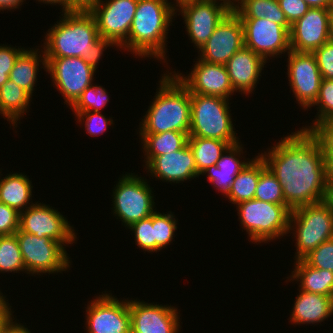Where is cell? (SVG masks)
<instances>
[{
    "label": "cell",
    "mask_w": 333,
    "mask_h": 333,
    "mask_svg": "<svg viewBox=\"0 0 333 333\" xmlns=\"http://www.w3.org/2000/svg\"><path fill=\"white\" fill-rule=\"evenodd\" d=\"M175 16V2L138 0L128 39L119 47V50L125 49L124 52H131L133 56L139 58L153 57L168 64L166 39Z\"/></svg>",
    "instance_id": "3957f363"
},
{
    "label": "cell",
    "mask_w": 333,
    "mask_h": 333,
    "mask_svg": "<svg viewBox=\"0 0 333 333\" xmlns=\"http://www.w3.org/2000/svg\"><path fill=\"white\" fill-rule=\"evenodd\" d=\"M129 310L131 333H179L181 330L177 307L147 303L136 298L129 299Z\"/></svg>",
    "instance_id": "ac0fdd59"
},
{
    "label": "cell",
    "mask_w": 333,
    "mask_h": 333,
    "mask_svg": "<svg viewBox=\"0 0 333 333\" xmlns=\"http://www.w3.org/2000/svg\"><path fill=\"white\" fill-rule=\"evenodd\" d=\"M26 0H0V11H8L20 9V6L23 5Z\"/></svg>",
    "instance_id": "c3c4849f"
},
{
    "label": "cell",
    "mask_w": 333,
    "mask_h": 333,
    "mask_svg": "<svg viewBox=\"0 0 333 333\" xmlns=\"http://www.w3.org/2000/svg\"><path fill=\"white\" fill-rule=\"evenodd\" d=\"M266 63L250 48L239 49L225 65L233 90L246 96L254 93Z\"/></svg>",
    "instance_id": "7402d4cb"
},
{
    "label": "cell",
    "mask_w": 333,
    "mask_h": 333,
    "mask_svg": "<svg viewBox=\"0 0 333 333\" xmlns=\"http://www.w3.org/2000/svg\"><path fill=\"white\" fill-rule=\"evenodd\" d=\"M278 2L291 25L302 18L310 8L303 0H278Z\"/></svg>",
    "instance_id": "f6af8a7d"
},
{
    "label": "cell",
    "mask_w": 333,
    "mask_h": 333,
    "mask_svg": "<svg viewBox=\"0 0 333 333\" xmlns=\"http://www.w3.org/2000/svg\"><path fill=\"white\" fill-rule=\"evenodd\" d=\"M187 76L172 71L190 93L230 99L235 91L232 88L225 65L208 63L199 58ZM185 76V77H184Z\"/></svg>",
    "instance_id": "d6986e66"
},
{
    "label": "cell",
    "mask_w": 333,
    "mask_h": 333,
    "mask_svg": "<svg viewBox=\"0 0 333 333\" xmlns=\"http://www.w3.org/2000/svg\"><path fill=\"white\" fill-rule=\"evenodd\" d=\"M231 10L232 4L227 0H180L176 3V16L182 15L188 38L197 50L204 46Z\"/></svg>",
    "instance_id": "30bf717a"
},
{
    "label": "cell",
    "mask_w": 333,
    "mask_h": 333,
    "mask_svg": "<svg viewBox=\"0 0 333 333\" xmlns=\"http://www.w3.org/2000/svg\"><path fill=\"white\" fill-rule=\"evenodd\" d=\"M97 65L82 57H46V73L71 106L88 86L94 84Z\"/></svg>",
    "instance_id": "8fae6325"
},
{
    "label": "cell",
    "mask_w": 333,
    "mask_h": 333,
    "mask_svg": "<svg viewBox=\"0 0 333 333\" xmlns=\"http://www.w3.org/2000/svg\"><path fill=\"white\" fill-rule=\"evenodd\" d=\"M333 210V179H329L328 181V188H327V195L325 200Z\"/></svg>",
    "instance_id": "f5cc1de1"
},
{
    "label": "cell",
    "mask_w": 333,
    "mask_h": 333,
    "mask_svg": "<svg viewBox=\"0 0 333 333\" xmlns=\"http://www.w3.org/2000/svg\"><path fill=\"white\" fill-rule=\"evenodd\" d=\"M242 146L244 145L241 141L230 145L222 154L221 158L216 162L215 168L220 172L231 173L235 176L240 173L252 160L250 158H247V160L245 156L243 157L244 148ZM241 157L245 159L242 160Z\"/></svg>",
    "instance_id": "8d00e7d4"
},
{
    "label": "cell",
    "mask_w": 333,
    "mask_h": 333,
    "mask_svg": "<svg viewBox=\"0 0 333 333\" xmlns=\"http://www.w3.org/2000/svg\"><path fill=\"white\" fill-rule=\"evenodd\" d=\"M151 177L168 183L196 179L197 168L188 143L180 150L156 156L146 167Z\"/></svg>",
    "instance_id": "44dd1931"
},
{
    "label": "cell",
    "mask_w": 333,
    "mask_h": 333,
    "mask_svg": "<svg viewBox=\"0 0 333 333\" xmlns=\"http://www.w3.org/2000/svg\"><path fill=\"white\" fill-rule=\"evenodd\" d=\"M287 58L289 86L301 109H311L317 100L322 75L312 52L290 50Z\"/></svg>",
    "instance_id": "9a60e30c"
},
{
    "label": "cell",
    "mask_w": 333,
    "mask_h": 333,
    "mask_svg": "<svg viewBox=\"0 0 333 333\" xmlns=\"http://www.w3.org/2000/svg\"><path fill=\"white\" fill-rule=\"evenodd\" d=\"M240 19L244 29V46L260 55L266 62L274 57L280 58L281 54L285 55L291 50L290 32L284 26L265 18Z\"/></svg>",
    "instance_id": "2e32d148"
},
{
    "label": "cell",
    "mask_w": 333,
    "mask_h": 333,
    "mask_svg": "<svg viewBox=\"0 0 333 333\" xmlns=\"http://www.w3.org/2000/svg\"><path fill=\"white\" fill-rule=\"evenodd\" d=\"M144 162L147 166L156 156L182 149L188 143L189 132L168 131L159 134H139Z\"/></svg>",
    "instance_id": "83f0119b"
},
{
    "label": "cell",
    "mask_w": 333,
    "mask_h": 333,
    "mask_svg": "<svg viewBox=\"0 0 333 333\" xmlns=\"http://www.w3.org/2000/svg\"><path fill=\"white\" fill-rule=\"evenodd\" d=\"M158 83L156 95L139 123V134L189 132L191 118L189 90L171 71H166Z\"/></svg>",
    "instance_id": "277c9868"
},
{
    "label": "cell",
    "mask_w": 333,
    "mask_h": 333,
    "mask_svg": "<svg viewBox=\"0 0 333 333\" xmlns=\"http://www.w3.org/2000/svg\"><path fill=\"white\" fill-rule=\"evenodd\" d=\"M312 106H317L315 120L310 126H303L302 129L314 131L317 128L333 124V80L322 79L317 100Z\"/></svg>",
    "instance_id": "1f68e13d"
},
{
    "label": "cell",
    "mask_w": 333,
    "mask_h": 333,
    "mask_svg": "<svg viewBox=\"0 0 333 333\" xmlns=\"http://www.w3.org/2000/svg\"><path fill=\"white\" fill-rule=\"evenodd\" d=\"M303 260L313 268L333 272V239L324 241L312 250Z\"/></svg>",
    "instance_id": "ab89813d"
},
{
    "label": "cell",
    "mask_w": 333,
    "mask_h": 333,
    "mask_svg": "<svg viewBox=\"0 0 333 333\" xmlns=\"http://www.w3.org/2000/svg\"><path fill=\"white\" fill-rule=\"evenodd\" d=\"M29 49V50H28ZM26 48L17 58L13 69L10 71L9 80L15 82L18 86L29 92L33 96L37 83L39 67L42 64L46 71V57L43 49ZM40 64V66H39Z\"/></svg>",
    "instance_id": "484cf974"
},
{
    "label": "cell",
    "mask_w": 333,
    "mask_h": 333,
    "mask_svg": "<svg viewBox=\"0 0 333 333\" xmlns=\"http://www.w3.org/2000/svg\"><path fill=\"white\" fill-rule=\"evenodd\" d=\"M19 230V212L0 202V236L12 235Z\"/></svg>",
    "instance_id": "7bdbcfd3"
},
{
    "label": "cell",
    "mask_w": 333,
    "mask_h": 333,
    "mask_svg": "<svg viewBox=\"0 0 333 333\" xmlns=\"http://www.w3.org/2000/svg\"><path fill=\"white\" fill-rule=\"evenodd\" d=\"M32 95L18 86L15 82L8 80L0 88V114L7 119L15 129L32 102ZM19 121V122H18Z\"/></svg>",
    "instance_id": "4316f807"
},
{
    "label": "cell",
    "mask_w": 333,
    "mask_h": 333,
    "mask_svg": "<svg viewBox=\"0 0 333 333\" xmlns=\"http://www.w3.org/2000/svg\"><path fill=\"white\" fill-rule=\"evenodd\" d=\"M310 8H333V0H303Z\"/></svg>",
    "instance_id": "681fc988"
},
{
    "label": "cell",
    "mask_w": 333,
    "mask_h": 333,
    "mask_svg": "<svg viewBox=\"0 0 333 333\" xmlns=\"http://www.w3.org/2000/svg\"><path fill=\"white\" fill-rule=\"evenodd\" d=\"M229 103L226 98L190 93L189 136L238 143Z\"/></svg>",
    "instance_id": "8992f818"
},
{
    "label": "cell",
    "mask_w": 333,
    "mask_h": 333,
    "mask_svg": "<svg viewBox=\"0 0 333 333\" xmlns=\"http://www.w3.org/2000/svg\"><path fill=\"white\" fill-rule=\"evenodd\" d=\"M207 175L208 181L216 188V191H220L221 194L226 195L231 190L232 183L235 179V175L231 173L220 172L216 168H208L201 175Z\"/></svg>",
    "instance_id": "ee69618b"
},
{
    "label": "cell",
    "mask_w": 333,
    "mask_h": 333,
    "mask_svg": "<svg viewBox=\"0 0 333 333\" xmlns=\"http://www.w3.org/2000/svg\"><path fill=\"white\" fill-rule=\"evenodd\" d=\"M332 9L309 8L307 13L291 25L290 49L313 52L330 41L329 18Z\"/></svg>",
    "instance_id": "ffe728a7"
},
{
    "label": "cell",
    "mask_w": 333,
    "mask_h": 333,
    "mask_svg": "<svg viewBox=\"0 0 333 333\" xmlns=\"http://www.w3.org/2000/svg\"><path fill=\"white\" fill-rule=\"evenodd\" d=\"M299 294V295H298ZM294 301L290 314V322L296 326L304 324L318 325L333 315V297L302 291ZM318 323V324H317Z\"/></svg>",
    "instance_id": "603a6c76"
},
{
    "label": "cell",
    "mask_w": 333,
    "mask_h": 333,
    "mask_svg": "<svg viewBox=\"0 0 333 333\" xmlns=\"http://www.w3.org/2000/svg\"><path fill=\"white\" fill-rule=\"evenodd\" d=\"M40 3L48 4V5H56L61 6V13L67 12V0H37Z\"/></svg>",
    "instance_id": "816d5d0a"
},
{
    "label": "cell",
    "mask_w": 333,
    "mask_h": 333,
    "mask_svg": "<svg viewBox=\"0 0 333 333\" xmlns=\"http://www.w3.org/2000/svg\"><path fill=\"white\" fill-rule=\"evenodd\" d=\"M258 154L282 186L291 210L326 200L325 152L315 131L300 128Z\"/></svg>",
    "instance_id": "6da1fadb"
},
{
    "label": "cell",
    "mask_w": 333,
    "mask_h": 333,
    "mask_svg": "<svg viewBox=\"0 0 333 333\" xmlns=\"http://www.w3.org/2000/svg\"><path fill=\"white\" fill-rule=\"evenodd\" d=\"M138 0H100L89 12L102 40L117 49L128 39Z\"/></svg>",
    "instance_id": "4fadbf2b"
},
{
    "label": "cell",
    "mask_w": 333,
    "mask_h": 333,
    "mask_svg": "<svg viewBox=\"0 0 333 333\" xmlns=\"http://www.w3.org/2000/svg\"><path fill=\"white\" fill-rule=\"evenodd\" d=\"M0 169V202L19 213L35 203L32 200V182L24 173H9L2 177ZM2 177V179H1Z\"/></svg>",
    "instance_id": "cb8c5ba5"
},
{
    "label": "cell",
    "mask_w": 333,
    "mask_h": 333,
    "mask_svg": "<svg viewBox=\"0 0 333 333\" xmlns=\"http://www.w3.org/2000/svg\"><path fill=\"white\" fill-rule=\"evenodd\" d=\"M243 46V24L239 16L231 10L199 49L198 57L208 63L226 65L231 56Z\"/></svg>",
    "instance_id": "e0dca14e"
},
{
    "label": "cell",
    "mask_w": 333,
    "mask_h": 333,
    "mask_svg": "<svg viewBox=\"0 0 333 333\" xmlns=\"http://www.w3.org/2000/svg\"><path fill=\"white\" fill-rule=\"evenodd\" d=\"M241 228L250 242L257 245L280 239L289 233L291 209L287 204H275L257 199L246 200L236 205Z\"/></svg>",
    "instance_id": "5b68a950"
},
{
    "label": "cell",
    "mask_w": 333,
    "mask_h": 333,
    "mask_svg": "<svg viewBox=\"0 0 333 333\" xmlns=\"http://www.w3.org/2000/svg\"><path fill=\"white\" fill-rule=\"evenodd\" d=\"M287 279L286 282H300L298 287L302 291L333 297V272L313 268L303 259L294 261V270Z\"/></svg>",
    "instance_id": "d4e9b609"
},
{
    "label": "cell",
    "mask_w": 333,
    "mask_h": 333,
    "mask_svg": "<svg viewBox=\"0 0 333 333\" xmlns=\"http://www.w3.org/2000/svg\"><path fill=\"white\" fill-rule=\"evenodd\" d=\"M323 79L333 80V42L328 41L312 52Z\"/></svg>",
    "instance_id": "60d3db41"
},
{
    "label": "cell",
    "mask_w": 333,
    "mask_h": 333,
    "mask_svg": "<svg viewBox=\"0 0 333 333\" xmlns=\"http://www.w3.org/2000/svg\"><path fill=\"white\" fill-rule=\"evenodd\" d=\"M85 312L86 333H131L129 300L111 293L94 296Z\"/></svg>",
    "instance_id": "5bb4252c"
},
{
    "label": "cell",
    "mask_w": 333,
    "mask_h": 333,
    "mask_svg": "<svg viewBox=\"0 0 333 333\" xmlns=\"http://www.w3.org/2000/svg\"><path fill=\"white\" fill-rule=\"evenodd\" d=\"M260 174L261 156L258 154V156L253 157L247 166L235 176L231 190L226 195V198L234 205L254 199Z\"/></svg>",
    "instance_id": "f546056e"
},
{
    "label": "cell",
    "mask_w": 333,
    "mask_h": 333,
    "mask_svg": "<svg viewBox=\"0 0 333 333\" xmlns=\"http://www.w3.org/2000/svg\"><path fill=\"white\" fill-rule=\"evenodd\" d=\"M174 214L169 211L167 214L160 213L157 210L152 214V225L155 233V252L170 246L177 230V220ZM174 236V237H173Z\"/></svg>",
    "instance_id": "e575fe53"
},
{
    "label": "cell",
    "mask_w": 333,
    "mask_h": 333,
    "mask_svg": "<svg viewBox=\"0 0 333 333\" xmlns=\"http://www.w3.org/2000/svg\"><path fill=\"white\" fill-rule=\"evenodd\" d=\"M38 202L19 213V230L39 238L49 237L64 247L76 243L77 233L68 219L49 204Z\"/></svg>",
    "instance_id": "7c38bea8"
},
{
    "label": "cell",
    "mask_w": 333,
    "mask_h": 333,
    "mask_svg": "<svg viewBox=\"0 0 333 333\" xmlns=\"http://www.w3.org/2000/svg\"><path fill=\"white\" fill-rule=\"evenodd\" d=\"M232 10L239 18H265L284 26L290 32L291 24L281 10L278 0H237L232 4Z\"/></svg>",
    "instance_id": "f1b7e54d"
},
{
    "label": "cell",
    "mask_w": 333,
    "mask_h": 333,
    "mask_svg": "<svg viewBox=\"0 0 333 333\" xmlns=\"http://www.w3.org/2000/svg\"><path fill=\"white\" fill-rule=\"evenodd\" d=\"M4 333H31L27 326L22 323L13 321L5 330Z\"/></svg>",
    "instance_id": "f907efd6"
},
{
    "label": "cell",
    "mask_w": 333,
    "mask_h": 333,
    "mask_svg": "<svg viewBox=\"0 0 333 333\" xmlns=\"http://www.w3.org/2000/svg\"><path fill=\"white\" fill-rule=\"evenodd\" d=\"M127 229L133 231L135 244L148 253L155 252V233L152 225V215L132 223Z\"/></svg>",
    "instance_id": "74e56055"
},
{
    "label": "cell",
    "mask_w": 333,
    "mask_h": 333,
    "mask_svg": "<svg viewBox=\"0 0 333 333\" xmlns=\"http://www.w3.org/2000/svg\"><path fill=\"white\" fill-rule=\"evenodd\" d=\"M329 38L330 41L333 42V8L331 10L330 18H329Z\"/></svg>",
    "instance_id": "db71d44e"
},
{
    "label": "cell",
    "mask_w": 333,
    "mask_h": 333,
    "mask_svg": "<svg viewBox=\"0 0 333 333\" xmlns=\"http://www.w3.org/2000/svg\"><path fill=\"white\" fill-rule=\"evenodd\" d=\"M26 272L15 234L0 236V273Z\"/></svg>",
    "instance_id": "d6a6232c"
},
{
    "label": "cell",
    "mask_w": 333,
    "mask_h": 333,
    "mask_svg": "<svg viewBox=\"0 0 333 333\" xmlns=\"http://www.w3.org/2000/svg\"><path fill=\"white\" fill-rule=\"evenodd\" d=\"M109 102V95L102 85L94 83L87 87L78 99L70 106L72 112H100Z\"/></svg>",
    "instance_id": "d590c367"
},
{
    "label": "cell",
    "mask_w": 333,
    "mask_h": 333,
    "mask_svg": "<svg viewBox=\"0 0 333 333\" xmlns=\"http://www.w3.org/2000/svg\"><path fill=\"white\" fill-rule=\"evenodd\" d=\"M254 199L275 204H286L282 186L262 158L261 174L255 190Z\"/></svg>",
    "instance_id": "836d02e7"
},
{
    "label": "cell",
    "mask_w": 333,
    "mask_h": 333,
    "mask_svg": "<svg viewBox=\"0 0 333 333\" xmlns=\"http://www.w3.org/2000/svg\"><path fill=\"white\" fill-rule=\"evenodd\" d=\"M188 145L195 159L198 176L208 168H215L216 162L230 146L228 142L219 139L193 136L188 137Z\"/></svg>",
    "instance_id": "4dcf8cb0"
},
{
    "label": "cell",
    "mask_w": 333,
    "mask_h": 333,
    "mask_svg": "<svg viewBox=\"0 0 333 333\" xmlns=\"http://www.w3.org/2000/svg\"><path fill=\"white\" fill-rule=\"evenodd\" d=\"M314 131L324 148L328 178L333 179V124L323 125Z\"/></svg>",
    "instance_id": "b9f144b4"
},
{
    "label": "cell",
    "mask_w": 333,
    "mask_h": 333,
    "mask_svg": "<svg viewBox=\"0 0 333 333\" xmlns=\"http://www.w3.org/2000/svg\"><path fill=\"white\" fill-rule=\"evenodd\" d=\"M77 117V122L82 125L86 133L91 136H98L107 130L108 126L114 125L112 117L108 118L100 112L84 111V112H73ZM83 122V123H82Z\"/></svg>",
    "instance_id": "f35d334b"
},
{
    "label": "cell",
    "mask_w": 333,
    "mask_h": 333,
    "mask_svg": "<svg viewBox=\"0 0 333 333\" xmlns=\"http://www.w3.org/2000/svg\"><path fill=\"white\" fill-rule=\"evenodd\" d=\"M9 74L0 72V88L9 80Z\"/></svg>",
    "instance_id": "11a10c76"
},
{
    "label": "cell",
    "mask_w": 333,
    "mask_h": 333,
    "mask_svg": "<svg viewBox=\"0 0 333 333\" xmlns=\"http://www.w3.org/2000/svg\"><path fill=\"white\" fill-rule=\"evenodd\" d=\"M25 50L24 47H12L0 44V72L10 73L19 55Z\"/></svg>",
    "instance_id": "bcb514c9"
},
{
    "label": "cell",
    "mask_w": 333,
    "mask_h": 333,
    "mask_svg": "<svg viewBox=\"0 0 333 333\" xmlns=\"http://www.w3.org/2000/svg\"><path fill=\"white\" fill-rule=\"evenodd\" d=\"M289 233L295 238L294 260L303 259L324 241L333 239V210L326 201L291 211Z\"/></svg>",
    "instance_id": "52a82bcc"
},
{
    "label": "cell",
    "mask_w": 333,
    "mask_h": 333,
    "mask_svg": "<svg viewBox=\"0 0 333 333\" xmlns=\"http://www.w3.org/2000/svg\"><path fill=\"white\" fill-rule=\"evenodd\" d=\"M126 173L114 185L111 201L114 216L127 228L132 223L151 216L156 211V203L153 188H150L147 179L132 172Z\"/></svg>",
    "instance_id": "ba28073f"
},
{
    "label": "cell",
    "mask_w": 333,
    "mask_h": 333,
    "mask_svg": "<svg viewBox=\"0 0 333 333\" xmlns=\"http://www.w3.org/2000/svg\"><path fill=\"white\" fill-rule=\"evenodd\" d=\"M45 33V57H82L98 66L109 47L100 37L96 20L89 11H70Z\"/></svg>",
    "instance_id": "7a4b0ae2"
},
{
    "label": "cell",
    "mask_w": 333,
    "mask_h": 333,
    "mask_svg": "<svg viewBox=\"0 0 333 333\" xmlns=\"http://www.w3.org/2000/svg\"><path fill=\"white\" fill-rule=\"evenodd\" d=\"M6 296L0 291V333H4L6 328L15 320L11 310L12 306H9Z\"/></svg>",
    "instance_id": "7dc6e473"
},
{
    "label": "cell",
    "mask_w": 333,
    "mask_h": 333,
    "mask_svg": "<svg viewBox=\"0 0 333 333\" xmlns=\"http://www.w3.org/2000/svg\"><path fill=\"white\" fill-rule=\"evenodd\" d=\"M228 2H230L231 4L235 3L237 0H227Z\"/></svg>",
    "instance_id": "9f6ffc18"
},
{
    "label": "cell",
    "mask_w": 333,
    "mask_h": 333,
    "mask_svg": "<svg viewBox=\"0 0 333 333\" xmlns=\"http://www.w3.org/2000/svg\"><path fill=\"white\" fill-rule=\"evenodd\" d=\"M22 254L26 274L40 275L68 272L71 259L60 242L49 237H37L34 234L18 230L15 233Z\"/></svg>",
    "instance_id": "9c48e42d"
}]
</instances>
